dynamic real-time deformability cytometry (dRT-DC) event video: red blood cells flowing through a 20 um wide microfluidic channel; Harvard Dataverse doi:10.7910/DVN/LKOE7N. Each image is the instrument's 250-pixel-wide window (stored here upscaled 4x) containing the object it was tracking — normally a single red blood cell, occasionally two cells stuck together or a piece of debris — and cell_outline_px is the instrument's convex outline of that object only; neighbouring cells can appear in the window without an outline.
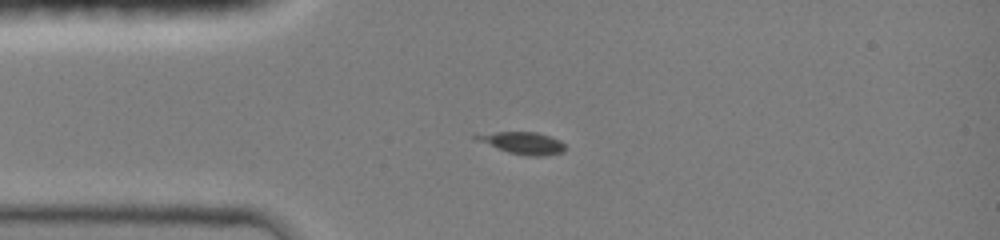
{"species": "common noctule bat (a hibernating species)", "species_latin": "Nyctalus noctula", "temperature_condition": "room temperature", "stored_images_in_passage": 20, "camera_frame_rate_fps": 3000, "um_per_image_px": 0.085, "animal": {"sex": "female", "body_mass_g": 19.0, "forearm_length_mm": 51.5}, "frame": {"image": 1, "passage_image": 4, "time_ms": 2.667, "image_size_px": [1000, 240], "cell_outline_px": [[564, 152], [544, 156], [528, 156], [508, 152], [480, 140], [472, 136], [496, 132], [536, 132], [560, 140], [564, 144]], "centroid_in_image_um": [44.53, 12.16], "position_along_channel_um": 40.5, "area_um2": 10.98}}
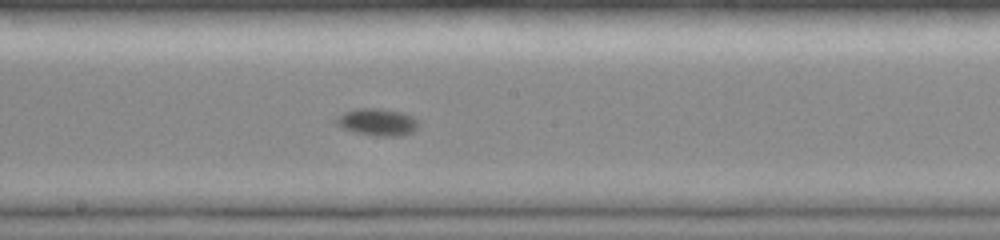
{"frame": {"image": 2, "passage_image": 12, "time_ms": 7.333, "image_size_px": [1000, 240], "cell_outline_px": [[420, 124], [412, 132], [400, 136], [376, 136], [356, 132], [344, 128], [336, 124], [332, 120], [344, 112], [356, 108], [380, 108], [400, 112], [412, 116], [420, 120]], "centroid_in_image_um": [32.08, 10.37], "position_along_channel_um": 216.1, "area_um2": 13.12}}
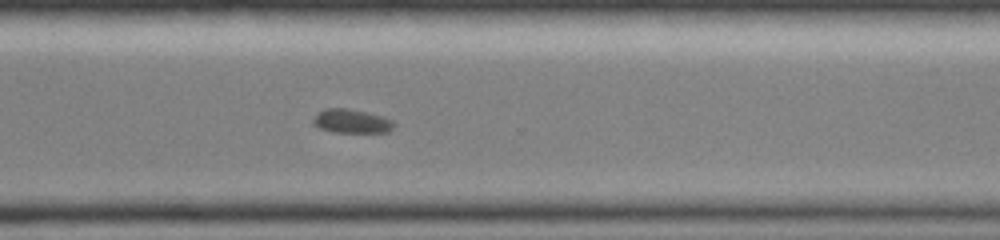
{"frame": {"image": 3, "passage_image": 20, "time_ms": 10.333, "image_size_px": [1000, 240], "cell_outline_px": [[396, 124], [388, 132], [332, 132], [320, 128], [312, 124], [312, 120], [324, 108], [348, 108], [368, 112], [384, 116], [392, 120]], "centroid_in_image_um": [29.9, 10.29], "position_along_channel_um": 340.7, "area_um2": 11.33}}